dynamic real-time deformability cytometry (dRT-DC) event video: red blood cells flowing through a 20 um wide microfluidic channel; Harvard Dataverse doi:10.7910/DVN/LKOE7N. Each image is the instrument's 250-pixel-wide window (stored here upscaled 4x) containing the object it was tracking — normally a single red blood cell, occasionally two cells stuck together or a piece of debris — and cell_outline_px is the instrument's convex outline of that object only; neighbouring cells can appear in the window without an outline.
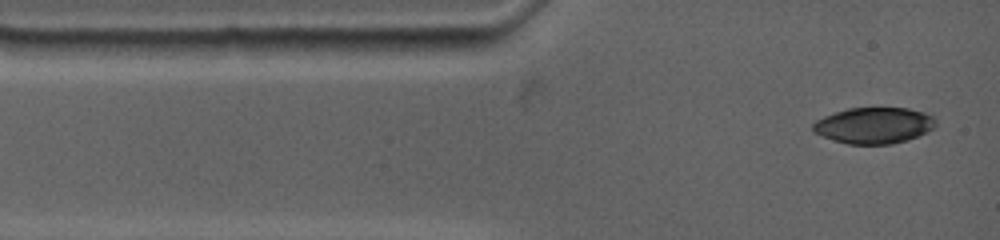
{"species": "common noctule bat (a hibernating species)", "species_latin": "Nyctalus noctula", "temperature_condition": "warm", "stored_images_in_passage": 35, "camera_frame_rate_fps": 4500, "um_per_image_px": 0.085, "animal": {"sex": "female", "body_mass_g": 19.0, "forearm_length_mm": 53.3}, "frame": {"image": 1, "passage_image": 1, "time_ms": 0.0, "image_size_px": [1000, 240], "cell_outline_px": [[936, 124], [932, 128], [908, 140], [892, 144], [848, 144], [824, 136], [816, 132], [812, 128], [812, 124], [816, 120], [824, 116], [848, 108], [908, 108], [924, 112], [932, 116], [936, 120]], "centroid_in_image_um": [74.29, 10.65], "position_along_channel_um": 10.7, "area_um2": 25.55}}
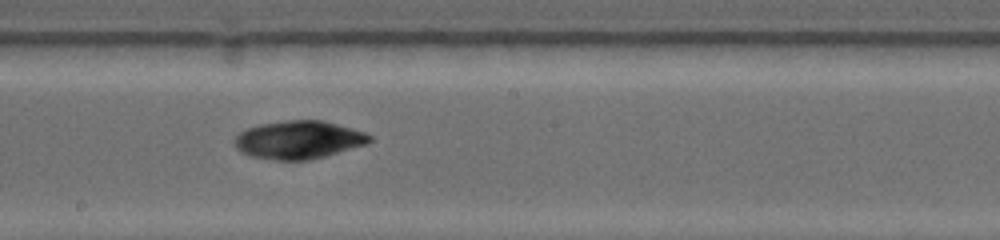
{"frame": {"image": 2, "passage_image": 14, "time_ms": 6.667, "image_size_px": [1000, 240], "cell_outline_px": [[372, 140], [368, 144], [324, 156], [308, 160], [276, 160], [252, 156], [240, 152], [232, 144], [232, 140], [240, 132], [248, 128], [260, 124], [284, 120], [320, 120], [352, 128], [364, 132], [372, 136]], "centroid_in_image_um": [25.36, 11.88], "position_along_channel_um": 222.8, "area_um2": 30.0}}
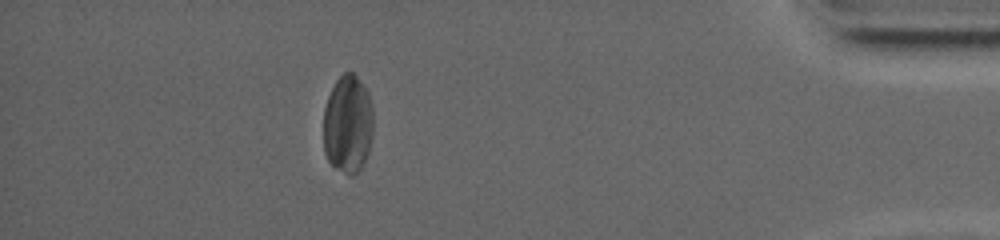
{"frame": {"image": 3, "passage_image": 27, "time_ms": 13.333, "image_size_px": [1000, 240], "cell_outline_px": [[372, 136], [368, 152], [364, 164], [352, 176], [348, 176], [332, 164], [328, 160], [324, 152], [324, 108], [328, 96], [336, 80], [344, 72], [352, 72], [356, 76], [368, 92], [372, 108]], "centroid_in_image_um": [29.56, 10.56], "position_along_channel_um": 405.6, "area_um2": 28.5}, "authors_computed_cell_mechanics": {"area_um2": 29.5936, "velocity_mm_per_s": 3.6654, "shape_relaxation_time_tau1_ms": 3.6248, "shape_relaxation_time_tau2_ms": 5.6996, "deformation_change_tau1": 0.0898, "deformation_change_tau2": 0.0721}}